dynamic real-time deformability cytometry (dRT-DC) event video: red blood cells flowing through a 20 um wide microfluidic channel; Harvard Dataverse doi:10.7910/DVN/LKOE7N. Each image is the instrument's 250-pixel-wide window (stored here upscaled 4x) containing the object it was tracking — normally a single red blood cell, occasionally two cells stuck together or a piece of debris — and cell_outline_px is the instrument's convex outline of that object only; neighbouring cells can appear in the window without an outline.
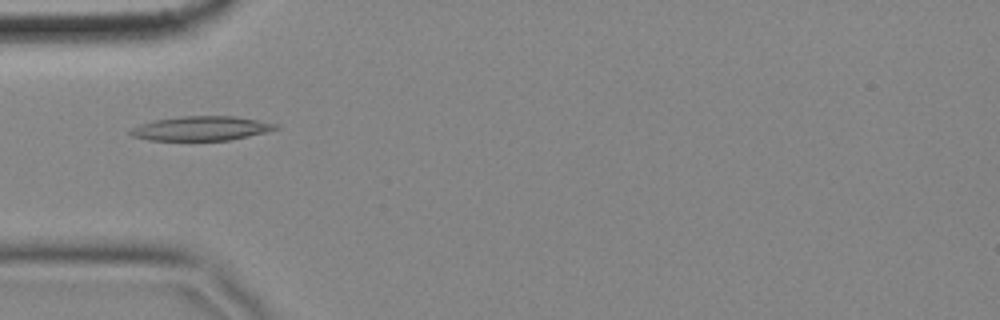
{"species": "common noctule bat (a hibernating species)", "species_latin": "Nyctalus noctula", "temperature_condition": "cold", "stored_images_in_passage": 30, "camera_frame_rate_fps": 3000, "um_per_image_px": 0.085, "animal": {"sex": "female", "body_mass_g": 18.4}, "frame": {"image": 1, "passage_image": 2, "time_ms": 0.333, "image_size_px": [1000, 320], "cell_outline_px": [[280, 128], [264, 132], [228, 140], [148, 140], [132, 136], [128, 132], [132, 128], [140, 124], [156, 120], [180, 116], [236, 116], [280, 124]], "centroid_in_image_um": [17.11, 10.9], "position_along_channel_um": 67.9, "area_um2": 20.46}}
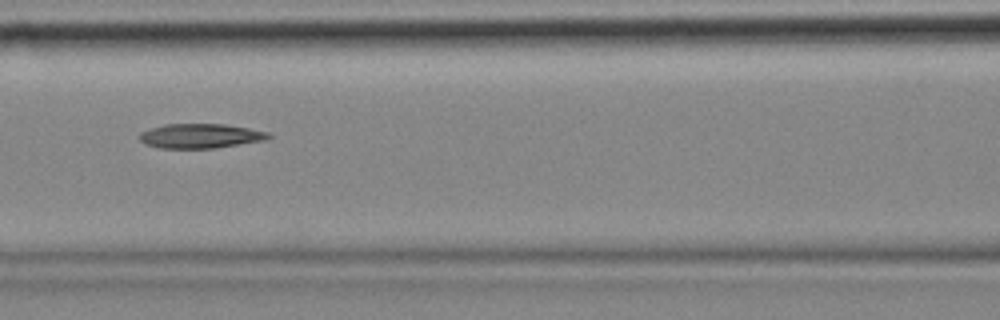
{"frame": {"image": 2, "passage_image": 9, "time_ms": 2.667, "image_size_px": [1000, 320], "cell_outline_px": [[272, 136], [264, 140], [212, 148], [160, 148], [144, 144], [140, 140], [140, 132], [164, 124], [224, 124], [248, 128], [268, 132]], "centroid_in_image_um": [17.0, 11.55], "position_along_channel_um": 149.6, "area_um2": 18.21}}
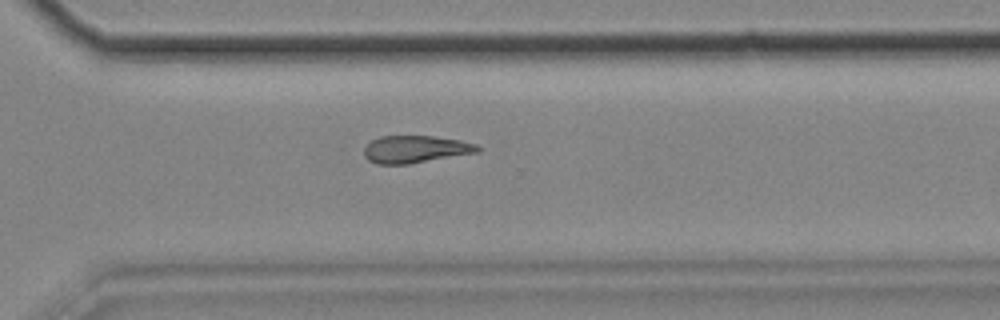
{"frame": {"image": 3, "passage_image": 25, "time_ms": 8.0, "image_size_px": [1000, 320], "cell_outline_px": [[484, 148], [480, 152], [408, 164], [376, 164], [368, 160], [364, 156], [364, 148], [372, 140], [380, 136], [432, 136], [460, 140], [476, 144]], "centroid_in_image_um": [35.34, 12.69], "position_along_channel_um": 335.3, "area_um2": 18.21}}